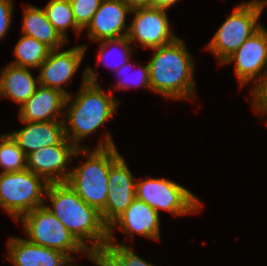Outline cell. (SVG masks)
<instances>
[{
    "label": "cell",
    "mask_w": 267,
    "mask_h": 266,
    "mask_svg": "<svg viewBox=\"0 0 267 266\" xmlns=\"http://www.w3.org/2000/svg\"><path fill=\"white\" fill-rule=\"evenodd\" d=\"M44 197L51 201L50 206L44 204L46 209L89 252H100L108 243V226L100 212L86 204L67 182L49 183ZM87 241L91 242L90 246Z\"/></svg>",
    "instance_id": "obj_2"
},
{
    "label": "cell",
    "mask_w": 267,
    "mask_h": 266,
    "mask_svg": "<svg viewBox=\"0 0 267 266\" xmlns=\"http://www.w3.org/2000/svg\"><path fill=\"white\" fill-rule=\"evenodd\" d=\"M7 248L14 266H66L72 263L63 252L33 244L26 238L11 237Z\"/></svg>",
    "instance_id": "obj_18"
},
{
    "label": "cell",
    "mask_w": 267,
    "mask_h": 266,
    "mask_svg": "<svg viewBox=\"0 0 267 266\" xmlns=\"http://www.w3.org/2000/svg\"><path fill=\"white\" fill-rule=\"evenodd\" d=\"M21 33L46 44L52 50L60 49L65 41L50 23L41 7L28 5L23 8Z\"/></svg>",
    "instance_id": "obj_20"
},
{
    "label": "cell",
    "mask_w": 267,
    "mask_h": 266,
    "mask_svg": "<svg viewBox=\"0 0 267 266\" xmlns=\"http://www.w3.org/2000/svg\"><path fill=\"white\" fill-rule=\"evenodd\" d=\"M1 173L17 172L27 169V155L9 135L0 147Z\"/></svg>",
    "instance_id": "obj_25"
},
{
    "label": "cell",
    "mask_w": 267,
    "mask_h": 266,
    "mask_svg": "<svg viewBox=\"0 0 267 266\" xmlns=\"http://www.w3.org/2000/svg\"><path fill=\"white\" fill-rule=\"evenodd\" d=\"M131 13L134 17L127 33L130 43L137 41L143 47L153 49L178 38L171 30L167 9L136 7Z\"/></svg>",
    "instance_id": "obj_9"
},
{
    "label": "cell",
    "mask_w": 267,
    "mask_h": 266,
    "mask_svg": "<svg viewBox=\"0 0 267 266\" xmlns=\"http://www.w3.org/2000/svg\"><path fill=\"white\" fill-rule=\"evenodd\" d=\"M126 161L119 155L110 166L108 195L105 208L100 212L103 222L109 226L136 198V181Z\"/></svg>",
    "instance_id": "obj_12"
},
{
    "label": "cell",
    "mask_w": 267,
    "mask_h": 266,
    "mask_svg": "<svg viewBox=\"0 0 267 266\" xmlns=\"http://www.w3.org/2000/svg\"><path fill=\"white\" fill-rule=\"evenodd\" d=\"M85 45H77L70 49L60 51L51 50L49 56L38 67L39 84L56 89L69 96V92L62 87L73 77L79 69L86 52ZM60 51V52H59Z\"/></svg>",
    "instance_id": "obj_13"
},
{
    "label": "cell",
    "mask_w": 267,
    "mask_h": 266,
    "mask_svg": "<svg viewBox=\"0 0 267 266\" xmlns=\"http://www.w3.org/2000/svg\"><path fill=\"white\" fill-rule=\"evenodd\" d=\"M12 0H0V41L7 34L11 25L14 7Z\"/></svg>",
    "instance_id": "obj_29"
},
{
    "label": "cell",
    "mask_w": 267,
    "mask_h": 266,
    "mask_svg": "<svg viewBox=\"0 0 267 266\" xmlns=\"http://www.w3.org/2000/svg\"><path fill=\"white\" fill-rule=\"evenodd\" d=\"M21 122L26 125L9 134L26 155L43 147L60 144L66 139L63 120Z\"/></svg>",
    "instance_id": "obj_17"
},
{
    "label": "cell",
    "mask_w": 267,
    "mask_h": 266,
    "mask_svg": "<svg viewBox=\"0 0 267 266\" xmlns=\"http://www.w3.org/2000/svg\"><path fill=\"white\" fill-rule=\"evenodd\" d=\"M149 60L151 91L166 99H193L197 96L194 82V60L180 38L153 48ZM193 97V98H192Z\"/></svg>",
    "instance_id": "obj_3"
},
{
    "label": "cell",
    "mask_w": 267,
    "mask_h": 266,
    "mask_svg": "<svg viewBox=\"0 0 267 266\" xmlns=\"http://www.w3.org/2000/svg\"><path fill=\"white\" fill-rule=\"evenodd\" d=\"M159 213L147 203L137 198L108 226V242H116L113 230L118 228L127 237L137 233L153 240H160Z\"/></svg>",
    "instance_id": "obj_14"
},
{
    "label": "cell",
    "mask_w": 267,
    "mask_h": 266,
    "mask_svg": "<svg viewBox=\"0 0 267 266\" xmlns=\"http://www.w3.org/2000/svg\"><path fill=\"white\" fill-rule=\"evenodd\" d=\"M51 50L46 44L22 34L13 50L16 60L10 63L21 67L37 69L47 59Z\"/></svg>",
    "instance_id": "obj_22"
},
{
    "label": "cell",
    "mask_w": 267,
    "mask_h": 266,
    "mask_svg": "<svg viewBox=\"0 0 267 266\" xmlns=\"http://www.w3.org/2000/svg\"><path fill=\"white\" fill-rule=\"evenodd\" d=\"M97 78L96 72L88 66L83 72L82 84L75 98L71 94L66 97L64 108L67 111L64 109L63 117L67 118V122L63 120L65 134L77 148H84L79 146V142L97 131L117 110L119 101L112 92L107 94L101 89Z\"/></svg>",
    "instance_id": "obj_1"
},
{
    "label": "cell",
    "mask_w": 267,
    "mask_h": 266,
    "mask_svg": "<svg viewBox=\"0 0 267 266\" xmlns=\"http://www.w3.org/2000/svg\"><path fill=\"white\" fill-rule=\"evenodd\" d=\"M77 155H80V148L66 138L60 144L29 153L27 169L42 177L48 184L64 183L71 173V170H67L68 162Z\"/></svg>",
    "instance_id": "obj_10"
},
{
    "label": "cell",
    "mask_w": 267,
    "mask_h": 266,
    "mask_svg": "<svg viewBox=\"0 0 267 266\" xmlns=\"http://www.w3.org/2000/svg\"><path fill=\"white\" fill-rule=\"evenodd\" d=\"M19 220L27 233L26 239L33 244L61 251L72 261L75 259L70 252H85L84 255L89 252L45 206L33 209Z\"/></svg>",
    "instance_id": "obj_7"
},
{
    "label": "cell",
    "mask_w": 267,
    "mask_h": 266,
    "mask_svg": "<svg viewBox=\"0 0 267 266\" xmlns=\"http://www.w3.org/2000/svg\"><path fill=\"white\" fill-rule=\"evenodd\" d=\"M232 62H235V74L241 87L252 80L256 83L267 72V30L264 26L249 37L223 64Z\"/></svg>",
    "instance_id": "obj_11"
},
{
    "label": "cell",
    "mask_w": 267,
    "mask_h": 266,
    "mask_svg": "<svg viewBox=\"0 0 267 266\" xmlns=\"http://www.w3.org/2000/svg\"><path fill=\"white\" fill-rule=\"evenodd\" d=\"M100 47H99V53H98V62H103L104 66L111 68V70L115 71L119 69L121 66L125 65L127 62H130V55H131V50H133V47H130L131 43L128 39L127 36L120 37V38H115V39H108V40H103L100 41ZM117 49V52L112 49V47ZM111 50V51H110ZM119 50V51H118ZM119 55L118 57L120 58L121 62H118V64H115V60H112L113 65L110 64L109 62H105L108 60L110 54L111 55ZM115 56V57H116ZM106 59V60H105ZM110 60V59H109ZM119 60V61H120ZM111 61V60H110Z\"/></svg>",
    "instance_id": "obj_24"
},
{
    "label": "cell",
    "mask_w": 267,
    "mask_h": 266,
    "mask_svg": "<svg viewBox=\"0 0 267 266\" xmlns=\"http://www.w3.org/2000/svg\"><path fill=\"white\" fill-rule=\"evenodd\" d=\"M99 140L96 148H80V153L87 160L81 166L71 170L67 180L68 185L88 205L101 212L107 202L108 175L111 163L120 155L111 134H105Z\"/></svg>",
    "instance_id": "obj_4"
},
{
    "label": "cell",
    "mask_w": 267,
    "mask_h": 266,
    "mask_svg": "<svg viewBox=\"0 0 267 266\" xmlns=\"http://www.w3.org/2000/svg\"><path fill=\"white\" fill-rule=\"evenodd\" d=\"M38 85L35 93L20 107L19 119L27 122L64 120L67 96L59 90Z\"/></svg>",
    "instance_id": "obj_16"
},
{
    "label": "cell",
    "mask_w": 267,
    "mask_h": 266,
    "mask_svg": "<svg viewBox=\"0 0 267 266\" xmlns=\"http://www.w3.org/2000/svg\"><path fill=\"white\" fill-rule=\"evenodd\" d=\"M48 183L28 169L0 173V206L15 221L37 207L44 206Z\"/></svg>",
    "instance_id": "obj_6"
},
{
    "label": "cell",
    "mask_w": 267,
    "mask_h": 266,
    "mask_svg": "<svg viewBox=\"0 0 267 266\" xmlns=\"http://www.w3.org/2000/svg\"><path fill=\"white\" fill-rule=\"evenodd\" d=\"M132 249L123 243L108 242L100 252H88L86 256L98 266H154Z\"/></svg>",
    "instance_id": "obj_21"
},
{
    "label": "cell",
    "mask_w": 267,
    "mask_h": 266,
    "mask_svg": "<svg viewBox=\"0 0 267 266\" xmlns=\"http://www.w3.org/2000/svg\"><path fill=\"white\" fill-rule=\"evenodd\" d=\"M126 5L131 8L136 7H150L151 0H122Z\"/></svg>",
    "instance_id": "obj_31"
},
{
    "label": "cell",
    "mask_w": 267,
    "mask_h": 266,
    "mask_svg": "<svg viewBox=\"0 0 267 266\" xmlns=\"http://www.w3.org/2000/svg\"><path fill=\"white\" fill-rule=\"evenodd\" d=\"M102 0H78L71 4L76 24L84 30L91 22Z\"/></svg>",
    "instance_id": "obj_27"
},
{
    "label": "cell",
    "mask_w": 267,
    "mask_h": 266,
    "mask_svg": "<svg viewBox=\"0 0 267 266\" xmlns=\"http://www.w3.org/2000/svg\"><path fill=\"white\" fill-rule=\"evenodd\" d=\"M132 8L122 0H102L87 25L88 37L95 42L127 36L126 17Z\"/></svg>",
    "instance_id": "obj_15"
},
{
    "label": "cell",
    "mask_w": 267,
    "mask_h": 266,
    "mask_svg": "<svg viewBox=\"0 0 267 266\" xmlns=\"http://www.w3.org/2000/svg\"><path fill=\"white\" fill-rule=\"evenodd\" d=\"M130 67H131V63L127 62L125 65L121 66L119 69L115 70V72L118 74L120 73L121 76H124L123 74L126 73L125 71H127ZM139 68L140 69L138 72L135 73V76L133 74L130 78L124 77L123 80L118 79V84L116 85V87H114L115 90H119V89L125 90V89H128L129 87H134V85L136 88L145 87L148 90H151L148 63L145 66L140 65Z\"/></svg>",
    "instance_id": "obj_26"
},
{
    "label": "cell",
    "mask_w": 267,
    "mask_h": 266,
    "mask_svg": "<svg viewBox=\"0 0 267 266\" xmlns=\"http://www.w3.org/2000/svg\"><path fill=\"white\" fill-rule=\"evenodd\" d=\"M251 94L252 108L261 115H267V72L253 86Z\"/></svg>",
    "instance_id": "obj_28"
},
{
    "label": "cell",
    "mask_w": 267,
    "mask_h": 266,
    "mask_svg": "<svg viewBox=\"0 0 267 266\" xmlns=\"http://www.w3.org/2000/svg\"><path fill=\"white\" fill-rule=\"evenodd\" d=\"M66 1H68L70 4H72L73 2H76L78 0H66Z\"/></svg>",
    "instance_id": "obj_33"
},
{
    "label": "cell",
    "mask_w": 267,
    "mask_h": 266,
    "mask_svg": "<svg viewBox=\"0 0 267 266\" xmlns=\"http://www.w3.org/2000/svg\"><path fill=\"white\" fill-rule=\"evenodd\" d=\"M179 0H151L150 7L169 9L172 5H175Z\"/></svg>",
    "instance_id": "obj_30"
},
{
    "label": "cell",
    "mask_w": 267,
    "mask_h": 266,
    "mask_svg": "<svg viewBox=\"0 0 267 266\" xmlns=\"http://www.w3.org/2000/svg\"><path fill=\"white\" fill-rule=\"evenodd\" d=\"M46 17L59 35L68 41L67 30L72 28L77 35L83 31L75 22L71 4L66 0H50L43 8Z\"/></svg>",
    "instance_id": "obj_23"
},
{
    "label": "cell",
    "mask_w": 267,
    "mask_h": 266,
    "mask_svg": "<svg viewBox=\"0 0 267 266\" xmlns=\"http://www.w3.org/2000/svg\"><path fill=\"white\" fill-rule=\"evenodd\" d=\"M136 198L147 203L158 213L165 210L175 216L198 212L200 200L184 186L165 178L136 180Z\"/></svg>",
    "instance_id": "obj_8"
},
{
    "label": "cell",
    "mask_w": 267,
    "mask_h": 266,
    "mask_svg": "<svg viewBox=\"0 0 267 266\" xmlns=\"http://www.w3.org/2000/svg\"><path fill=\"white\" fill-rule=\"evenodd\" d=\"M66 266H78V265H73L70 262Z\"/></svg>",
    "instance_id": "obj_34"
},
{
    "label": "cell",
    "mask_w": 267,
    "mask_h": 266,
    "mask_svg": "<svg viewBox=\"0 0 267 266\" xmlns=\"http://www.w3.org/2000/svg\"><path fill=\"white\" fill-rule=\"evenodd\" d=\"M267 0H251L236 6L209 41L206 49L215 55L219 64L230 57L262 25L261 13Z\"/></svg>",
    "instance_id": "obj_5"
},
{
    "label": "cell",
    "mask_w": 267,
    "mask_h": 266,
    "mask_svg": "<svg viewBox=\"0 0 267 266\" xmlns=\"http://www.w3.org/2000/svg\"><path fill=\"white\" fill-rule=\"evenodd\" d=\"M34 78L29 68L10 63L0 73V97L10 98L21 107L38 87V76Z\"/></svg>",
    "instance_id": "obj_19"
},
{
    "label": "cell",
    "mask_w": 267,
    "mask_h": 266,
    "mask_svg": "<svg viewBox=\"0 0 267 266\" xmlns=\"http://www.w3.org/2000/svg\"><path fill=\"white\" fill-rule=\"evenodd\" d=\"M10 134H1L0 135V147H1V145H2V143H3V141L9 136Z\"/></svg>",
    "instance_id": "obj_32"
}]
</instances>
